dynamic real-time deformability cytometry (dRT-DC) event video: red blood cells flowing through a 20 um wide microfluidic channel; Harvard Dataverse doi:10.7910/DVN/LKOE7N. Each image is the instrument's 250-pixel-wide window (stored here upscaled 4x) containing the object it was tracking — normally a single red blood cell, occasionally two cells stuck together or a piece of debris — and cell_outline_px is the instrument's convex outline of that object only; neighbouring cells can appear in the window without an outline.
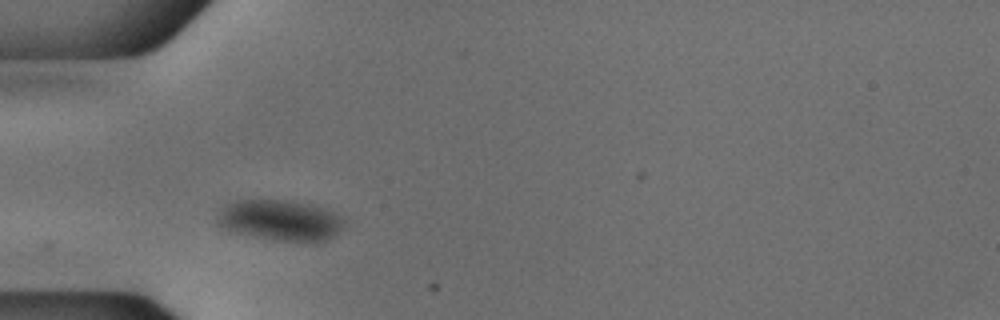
{"species": "common noctule bat (a hibernating species)", "species_latin": "Nyctalus noctula", "temperature_condition": "cold", "stored_images_in_passage": 38, "camera_frame_rate_fps": 3000, "um_per_image_px": 0.085, "animal": {"sex": "male", "body_mass_g": 18.8}, "frame": {"image": 1, "passage_image": 1, "time_ms": 0.0, "image_size_px": [1000, 320], "cell_outline_px": [[344, 228], [336, 236], [328, 240], [312, 244], [272, 240], [252, 236], [220, 228], [216, 220], [216, 216], [220, 208], [224, 204], [236, 200], [292, 200], [308, 204], [332, 212], [344, 220]], "centroid_in_image_um": [23.81, 18.76], "position_along_channel_um": 61.2, "area_um2": 30.92}}
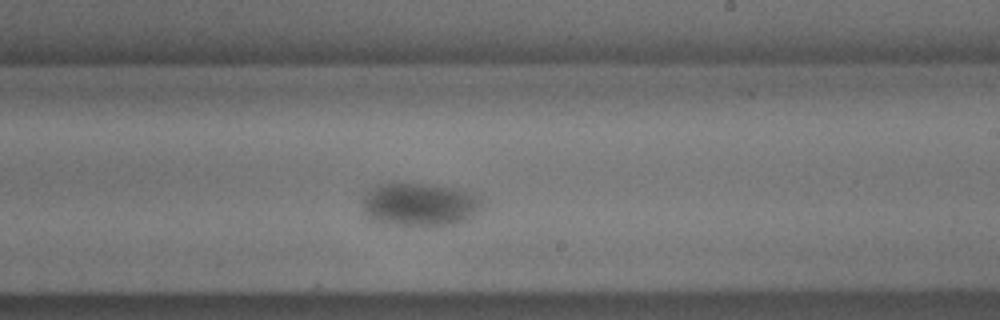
{"frame": {"image": 2, "passage_image": 17, "time_ms": 5.333, "image_size_px": [1000, 320], "cell_outline_px": [[484, 208], [468, 220], [456, 224], [388, 224], [372, 220], [364, 216], [360, 208], [360, 200], [376, 184], [428, 184], [468, 192], [476, 196], [484, 204]], "centroid_in_image_um": [35.62, 17.39], "position_along_channel_um": 253.4, "area_um2": 30.0}}
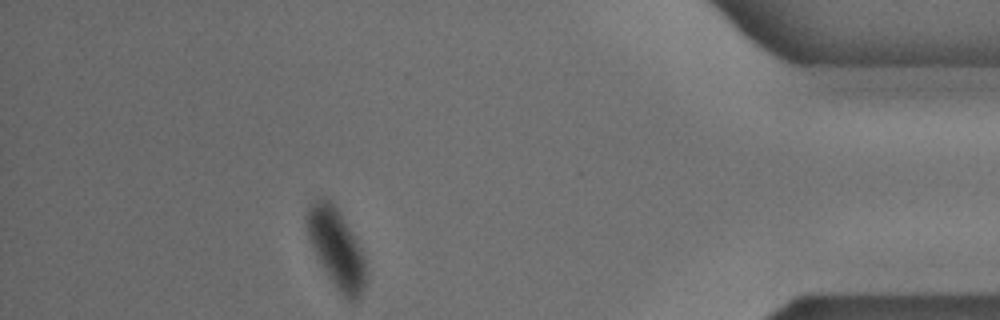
{"frame": {"image": 3, "passage_image": 33, "time_ms": 10.667, "image_size_px": [1000, 320], "cell_outline_px": [[368, 276], [364, 288], [360, 296], [356, 300], [348, 300], [336, 288], [328, 276], [316, 256], [308, 236], [304, 220], [308, 204], [316, 200], [328, 200], [336, 208], [352, 232], [364, 256], [368, 272]], "centroid_in_image_um": [28.59, 21.13], "position_along_channel_um": 406.6, "area_um2": 27.05}, "authors_computed_cell_mechanics": {"area_um2": 29.9404, "velocity_mm_per_s": 3.6871, "shape_relaxation_time_tau1_ms": 4.9607, "shape_relaxation_time_tau2_ms": null, "deformation_change_tau1": 0.0847, "deformation_change_tau2": null}}